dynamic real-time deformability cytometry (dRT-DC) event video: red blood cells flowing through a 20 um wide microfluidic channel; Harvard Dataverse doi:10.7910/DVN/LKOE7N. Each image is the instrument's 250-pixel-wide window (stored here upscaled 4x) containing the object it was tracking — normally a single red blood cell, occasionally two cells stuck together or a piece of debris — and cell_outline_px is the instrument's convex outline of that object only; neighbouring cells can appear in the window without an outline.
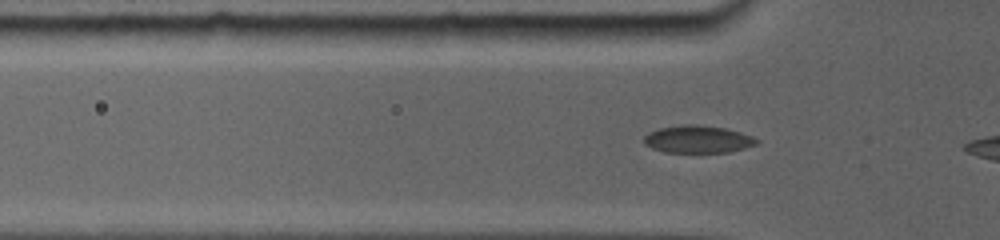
{"species": "common noctule bat (a hibernating species)", "species_latin": "Nyctalus noctula", "temperature_condition": "room temperature", "stored_images_in_passage": 25, "camera_frame_rate_fps": 5000, "um_per_image_px": 0.085, "animal": {"sex": "female", "body_mass_g": 19.0, "forearm_length_mm": 56.7}, "frame": {"image": 1, "passage_image": 10, "time_ms": 1.4, "image_size_px": [1000, 240], "cell_outline_px": [[756, 144], [728, 152], [664, 152], [652, 148], [644, 144], [644, 136], [660, 128], [724, 128], [748, 136], [756, 140]], "centroid_in_image_um": [59.26, 11.91], "position_along_channel_um": 66.5, "area_um2": 16.36}}
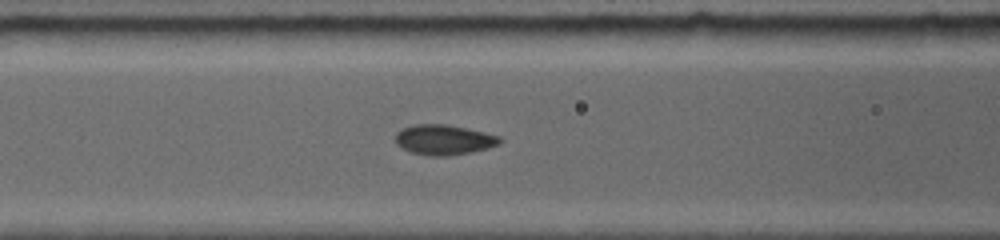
{"frame": {"image": 2, "passage_image": 16, "time_ms": 3.0, "image_size_px": [1000, 240], "cell_outline_px": [[500, 140], [496, 144], [484, 148], [468, 152], [448, 156], [432, 156], [412, 152], [404, 148], [396, 140], [396, 136], [404, 128], [416, 124], [444, 124], [464, 128], [496, 136]], "centroid_in_image_um": [37.67, 11.88], "position_along_channel_um": 128.9, "area_um2": 17.28}}
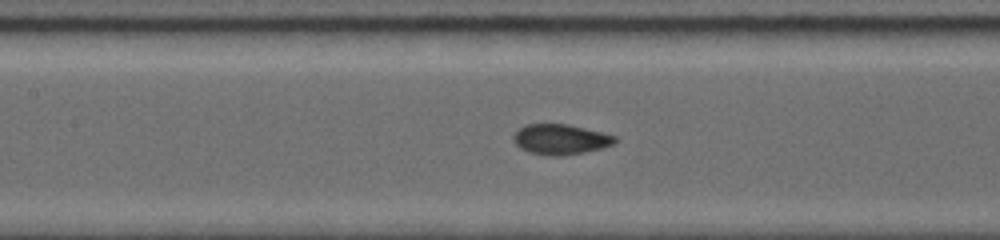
{"frame": {"image": 3, "passage_image": 22, "time_ms": 3.8, "image_size_px": [1000, 240], "cell_outline_px": [[616, 140], [612, 144], [600, 148], [584, 152], [556, 156], [552, 156], [532, 152], [516, 144], [516, 132], [520, 128], [528, 124], [568, 124], [616, 136]], "centroid_in_image_um": [47.68, 11.83], "position_along_channel_um": 159.7, "area_um2": 17.17}}